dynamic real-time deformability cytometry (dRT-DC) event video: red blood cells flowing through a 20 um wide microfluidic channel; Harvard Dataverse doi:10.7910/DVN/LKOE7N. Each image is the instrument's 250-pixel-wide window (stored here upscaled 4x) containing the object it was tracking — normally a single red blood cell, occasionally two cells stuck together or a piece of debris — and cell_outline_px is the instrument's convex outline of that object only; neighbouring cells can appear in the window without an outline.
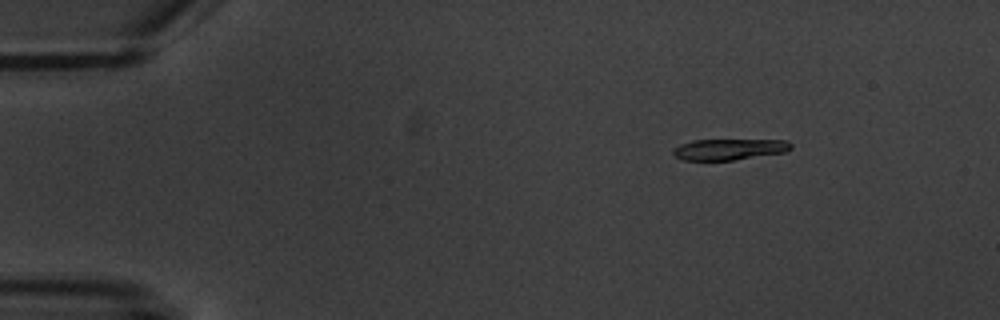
{"species": "common noctule bat (a hibernating species)", "species_latin": "Nyctalus noctula", "temperature_condition": "warm", "stored_images_in_passage": 4, "camera_frame_rate_fps": 3000, "um_per_image_px": 0.085, "animal": {"sex": "male", "body_mass_g": 20.1, "forearm_length_mm": 53.5}, "frame": {"image": 1, "passage_image": 3, "time_ms": 2.0, "image_size_px": [1000, 320], "cell_outline_px": [[792, 148], [784, 152], [732, 160], [684, 160], [676, 156], [672, 152], [680, 144], [692, 140], [788, 140], [792, 144]], "centroid_in_image_um": [62.0, 12.68], "position_along_channel_um": 23.0, "area_um2": 14.28}}